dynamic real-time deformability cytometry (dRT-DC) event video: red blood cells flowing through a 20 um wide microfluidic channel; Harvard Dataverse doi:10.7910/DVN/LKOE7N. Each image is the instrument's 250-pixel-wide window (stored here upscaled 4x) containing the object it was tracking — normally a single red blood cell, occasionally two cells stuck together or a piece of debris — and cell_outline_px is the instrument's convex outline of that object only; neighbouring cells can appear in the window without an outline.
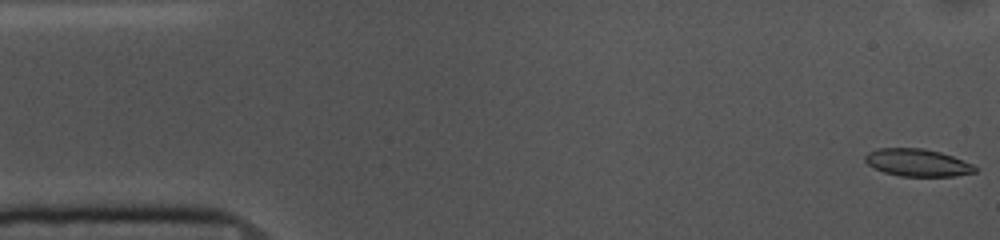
{"species": "common noctule bat (a hibernating species)", "species_latin": "Nyctalus noctula", "temperature_condition": "cold", "stored_images_in_passage": 54, "camera_frame_rate_fps": 3000, "um_per_image_px": 0.085, "animal": {"sex": "female", "body_mass_g": 10.0, "forearm_length_mm": 53.1}, "frame": {"image": 1, "passage_image": 1, "time_ms": 0.0, "image_size_px": [1000, 240], "cell_outline_px": [[976, 172], [956, 176], [900, 176], [884, 172], [868, 164], [864, 160], [864, 156], [868, 152], [876, 148], [924, 148], [940, 152], [952, 156], [972, 164], [976, 168]], "centroid_in_image_um": [77.97, 13.82], "position_along_channel_um": 7.0, "area_um2": 17.51}}
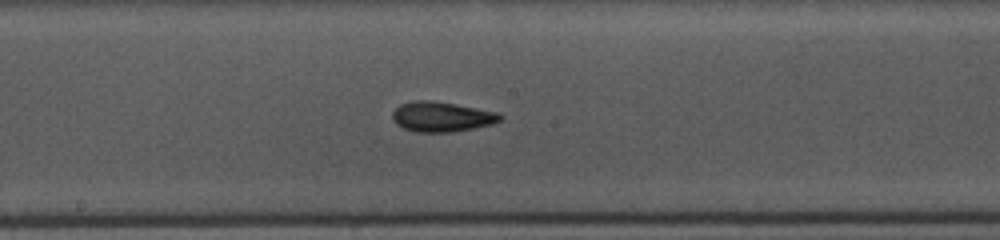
{"frame": {"image": 2, "passage_image": 27, "time_ms": 8.667, "image_size_px": [1000, 240], "cell_outline_px": [[504, 116], [500, 120], [492, 124], [452, 132], [416, 132], [404, 128], [396, 124], [392, 120], [392, 112], [400, 104], [412, 100], [432, 100], [456, 104], [500, 112]], "centroid_in_image_um": [37.54, 9.91], "position_along_channel_um": 210.7, "area_um2": 19.02}}
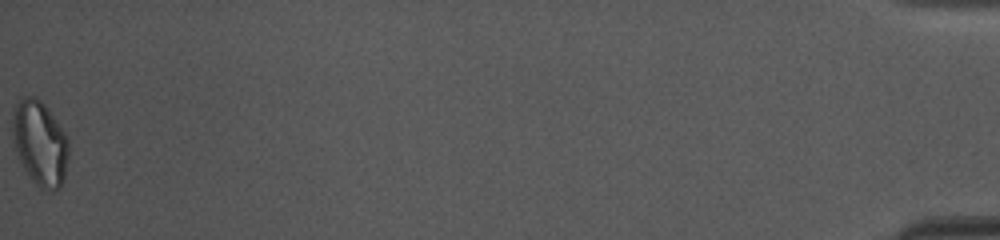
{"frame": {"image": 3, "passage_image": 54, "time_ms": 17.667, "image_size_px": [1000, 240], "cell_outline_px": [[68, 160], [64, 180], [60, 188], [52, 192], [48, 192], [40, 188], [32, 180], [24, 168], [20, 160], [12, 136], [12, 116], [16, 104], [24, 96], [36, 96], [48, 108], [68, 136]], "centroid_in_image_um": [3.42, 12.18], "position_along_channel_um": 431.8, "area_um2": 27.98}, "authors_computed_cell_mechanics": {"area_um2": 18.1781, "velocity_mm_per_s": 3.6498, "shape_relaxation_time_tau1_ms": 4.546, "shape_relaxation_time_tau2_ms": 1.512, "deformation_change_tau1": 0.131, "deformation_change_tau2": 0.0715}}